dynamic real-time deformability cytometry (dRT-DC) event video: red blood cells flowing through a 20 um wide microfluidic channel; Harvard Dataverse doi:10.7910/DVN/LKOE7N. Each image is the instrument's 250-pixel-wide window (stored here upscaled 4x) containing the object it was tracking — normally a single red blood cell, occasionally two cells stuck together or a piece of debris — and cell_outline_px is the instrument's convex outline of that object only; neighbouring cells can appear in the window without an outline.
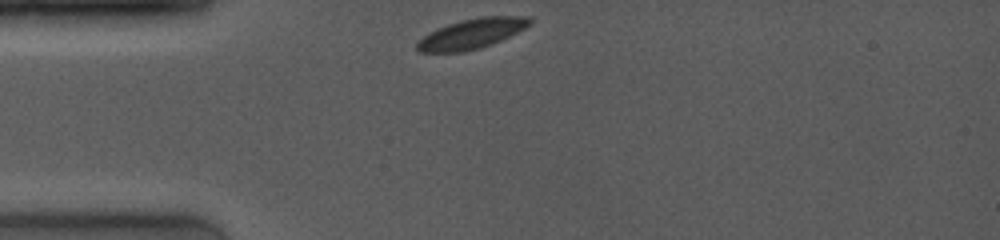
{"species": "common noctule bat (a hibernating species)", "species_latin": "Nyctalus noctula", "temperature_condition": "room temperature", "stored_images_in_passage": 14, "camera_frame_rate_fps": 4000, "um_per_image_px": 0.085, "animal": {"sex": "female", "body_mass_g": 19.0, "forearm_length_mm": 53.3}, "frame": {"image": 1, "passage_image": 1, "time_ms": 0.0, "image_size_px": [1000, 240], "cell_outline_px": [[532, 24], [492, 44], [480, 48], [464, 52], [420, 52], [416, 48], [416, 44], [424, 36], [448, 24], [464, 20], [484, 16], [528, 16], [532, 20]], "centroid_in_image_um": [40.12, 2.87], "position_along_channel_um": 44.9, "area_um2": 19.31}}
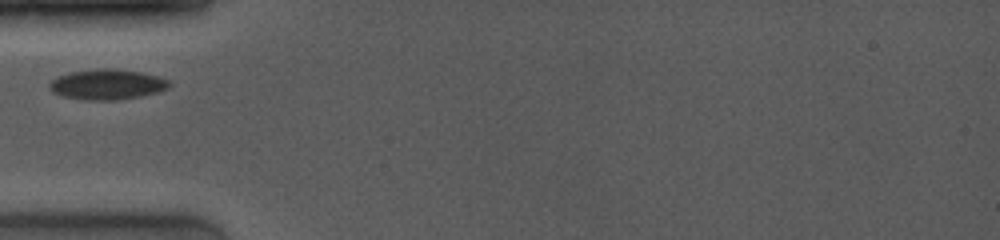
{"frame": {"image": 2, "passage_image": 3, "time_ms": 1.25, "image_size_px": [1000, 240], "cell_outline_px": [[172, 84], [168, 88], [156, 92], [140, 96], [120, 100], [84, 100], [60, 96], [52, 92], [48, 88], [48, 84], [56, 76], [68, 72], [100, 68], [112, 68], [140, 72], [156, 76], [168, 80]], "centroid_in_image_um": [9.04, 7.18], "position_along_channel_um": 76.0, "area_um2": 21.39}}
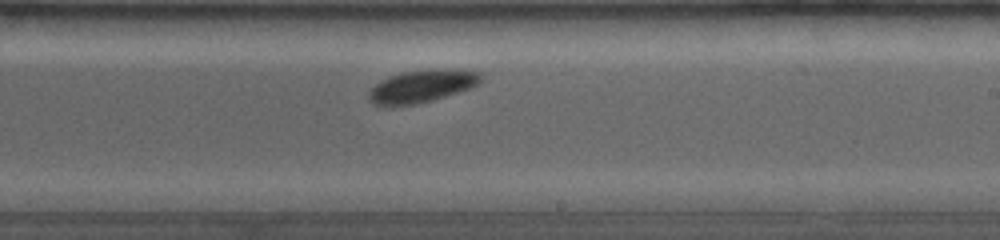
{"frame": {"image": 3, "passage_image": 14, "time_ms": 5.75, "image_size_px": [1000, 240], "cell_outline_px": [[484, 76], [476, 84], [468, 88], [432, 100], [416, 104], [372, 104], [368, 100], [368, 92], [380, 80], [388, 76], [404, 72], [428, 68], [444, 68], [480, 72]], "centroid_in_image_um": [35.84, 7.28], "position_along_channel_um": 253.2, "area_um2": 20.98}}